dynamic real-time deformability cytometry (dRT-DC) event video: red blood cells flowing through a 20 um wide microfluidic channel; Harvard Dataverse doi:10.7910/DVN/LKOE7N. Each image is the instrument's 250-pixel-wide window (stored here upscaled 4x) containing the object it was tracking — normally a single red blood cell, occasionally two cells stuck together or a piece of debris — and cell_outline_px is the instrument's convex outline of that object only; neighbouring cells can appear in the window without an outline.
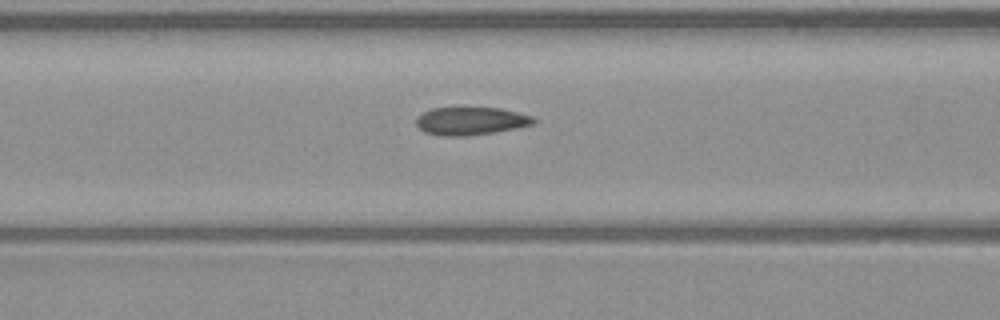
{"species": "common noctule bat (a hibernating species)", "species_latin": "Nyctalus noctula", "temperature_condition": "warm", "stored_images_in_passage": 11, "camera_frame_rate_fps": 3000, "um_per_image_px": 0.085, "animal": {"sex": "male", "body_mass_g": 23.1, "forearm_length_mm": 52.7}, "frame": {"image": 1, "passage_image": 10, "time_ms": 3.0, "image_size_px": [1000, 320], "cell_outline_px": [[536, 120], [532, 124], [520, 128], [496, 132], [468, 136], [444, 136], [424, 132], [416, 124], [416, 116], [432, 108], [500, 108], [532, 116]], "centroid_in_image_um": [40.01, 10.3], "position_along_channel_um": 126.6, "area_um2": 19.13}}